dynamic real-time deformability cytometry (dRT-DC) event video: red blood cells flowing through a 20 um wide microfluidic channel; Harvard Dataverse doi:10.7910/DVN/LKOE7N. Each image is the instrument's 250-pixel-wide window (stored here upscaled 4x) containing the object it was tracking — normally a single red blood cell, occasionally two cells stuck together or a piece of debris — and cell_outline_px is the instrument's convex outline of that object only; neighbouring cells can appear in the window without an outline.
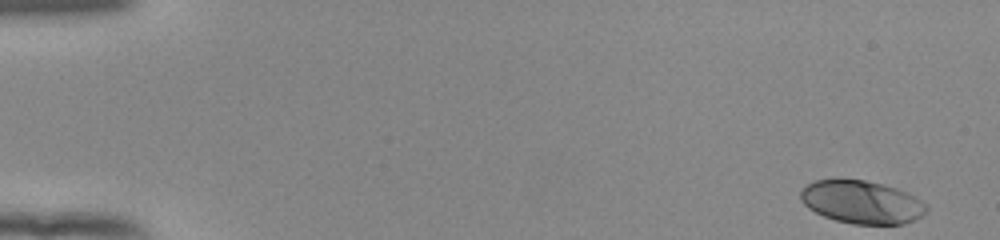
{"species": "human", "species_latin": "Homo sapiens", "temperature_condition": "room temperature", "stored_images_in_passage": 43, "camera_frame_rate_fps": 3000, "um_per_image_px": 0.085, "donor": {"sex": "female"}, "frame": {"image": 1, "passage_image": 1, "time_ms": 0.0, "image_size_px": [1000, 240], "cell_outline_px": [[928, 208], [916, 220], [904, 224], [852, 224], [836, 220], [824, 216], [808, 208], [800, 200], [800, 188], [816, 180], [836, 176], [864, 180], [884, 184], [896, 188], [920, 200]], "centroid_in_image_um": [73.17, 17.14], "position_along_channel_um": 11.8, "area_um2": 31.96}}
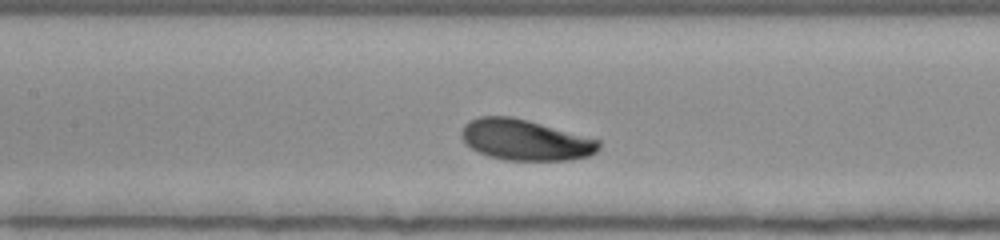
{"frame": {"image": 2, "passage_image": 25, "time_ms": 8.0, "image_size_px": [1000, 240], "cell_outline_px": [[600, 148], [596, 152], [588, 156], [572, 160], [508, 160], [488, 156], [476, 152], [460, 136], [460, 132], [464, 124], [468, 120], [480, 116], [512, 116], [528, 120], [600, 140]], "centroid_in_image_um": [44.62, 11.89], "position_along_channel_um": 162.8, "area_um2": 32.77}}
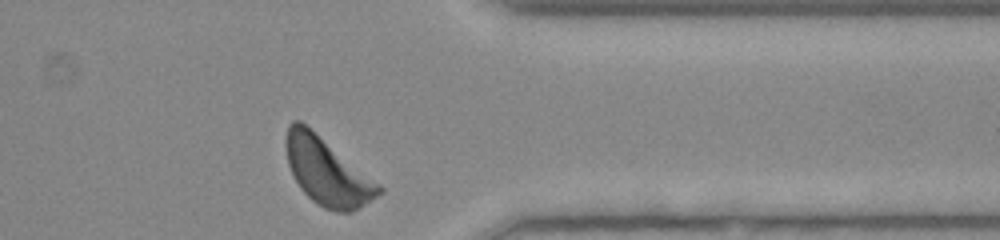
{"frame": {"image": 3, "passage_image": 43, "time_ms": 14.0, "image_size_px": [1000, 240], "cell_outline_px": [[384, 192], [360, 208], [352, 212], [336, 212], [324, 208], [316, 204], [300, 188], [288, 164], [284, 144], [284, 140], [288, 124], [292, 120], [300, 120], [380, 184], [384, 188]], "centroid_in_image_um": [27.8, 14.59], "position_along_channel_um": 383.6, "area_um2": 36.3}, "authors_computed_cell_mechanics": {"area_um2": 32.4836, "velocity_mm_per_s": 3.8147, "shape_relaxation_time_tau1_ms": 2.1202, "shape_relaxation_time_tau2_ms": null, "deformation_change_tau1": 0.1058, "deformation_change_tau2": null}}